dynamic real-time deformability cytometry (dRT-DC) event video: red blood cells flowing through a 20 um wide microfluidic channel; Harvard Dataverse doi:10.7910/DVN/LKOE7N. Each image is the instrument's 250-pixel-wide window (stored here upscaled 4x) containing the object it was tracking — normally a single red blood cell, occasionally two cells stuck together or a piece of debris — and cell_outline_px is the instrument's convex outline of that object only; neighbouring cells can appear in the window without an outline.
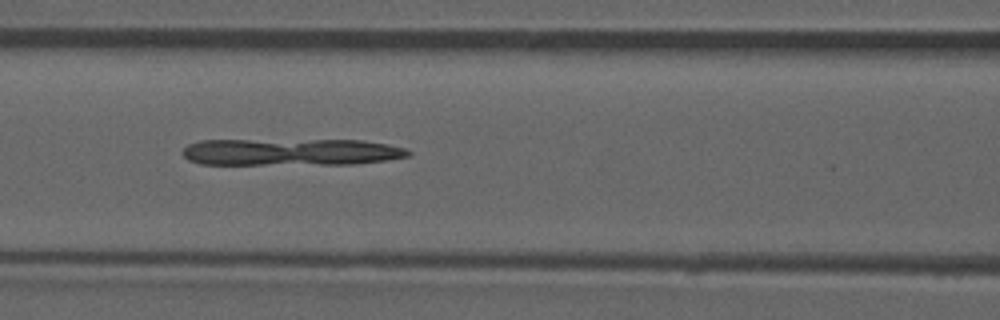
{"species": "common noctule bat (a hibernating species)", "species_latin": "Nyctalus noctula", "temperature_condition": "room temperature", "stored_images_in_passage": 51, "camera_frame_rate_fps": 3000, "um_per_image_px": 0.085, "animal": {"sex": "male", "forearm_length_mm": 52.5}, "frame": {"image": 1, "passage_image": 22, "time_ms": 7.0, "image_size_px": [1000, 320], "cell_outline_px": [[412, 152], [408, 156], [388, 160], [352, 164], [200, 164], [188, 160], [180, 152], [188, 144], [200, 140], [360, 140], [388, 144], [404, 148]], "centroid_in_image_um": [24.7, 12.92], "position_along_channel_um": 141.9, "area_um2": 35.6}}